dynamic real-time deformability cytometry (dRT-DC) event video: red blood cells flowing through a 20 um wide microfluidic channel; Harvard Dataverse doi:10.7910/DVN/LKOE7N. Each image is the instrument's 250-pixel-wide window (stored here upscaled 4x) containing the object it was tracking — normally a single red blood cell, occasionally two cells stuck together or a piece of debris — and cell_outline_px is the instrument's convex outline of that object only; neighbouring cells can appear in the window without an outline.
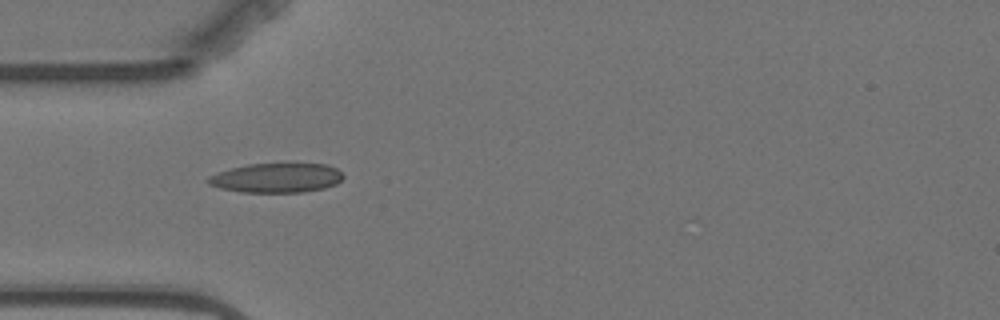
{"species": "Egyptian fruit bat (a non-hibernating species)", "species_latin": "Rousettus aegyptiacus", "temperature_condition": "warm", "stored_images_in_passage": 4, "camera_frame_rate_fps": 3000, "um_per_image_px": 0.085, "animal": {"sex": "female"}, "frame": {"image": 1, "passage_image": 1, "time_ms": 0.0, "image_size_px": [1000, 320], "cell_outline_px": [[344, 176], [336, 184], [324, 188], [304, 192], [240, 192], [220, 188], [208, 184], [204, 180], [208, 176], [232, 168], [248, 164], [328, 164], [336, 168]], "centroid_in_image_um": [23.48, 15.12], "position_along_channel_um": 61.5, "area_um2": 23.12}}
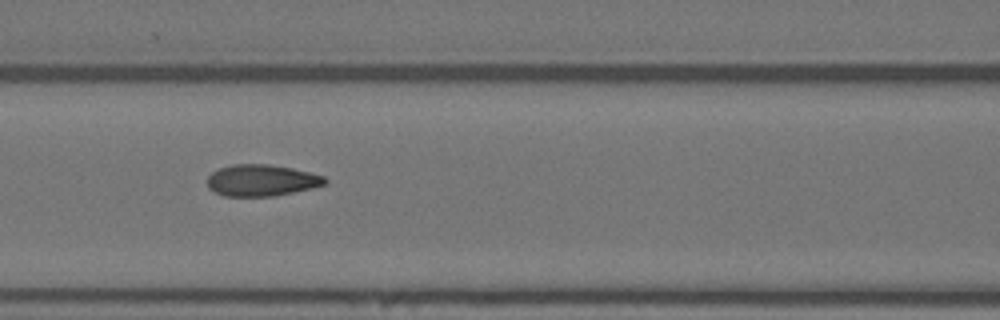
{"frame": {"image": 2, "passage_image": 3, "time_ms": 2.333, "image_size_px": [1000, 320], "cell_outline_px": [[328, 180], [324, 184], [312, 188], [276, 196], [224, 196], [208, 188], [208, 176], [212, 172], [220, 168], [232, 164], [268, 164], [292, 168], [324, 176]], "centroid_in_image_um": [22.23, 15.33], "position_along_channel_um": 144.4, "area_um2": 21.56}}
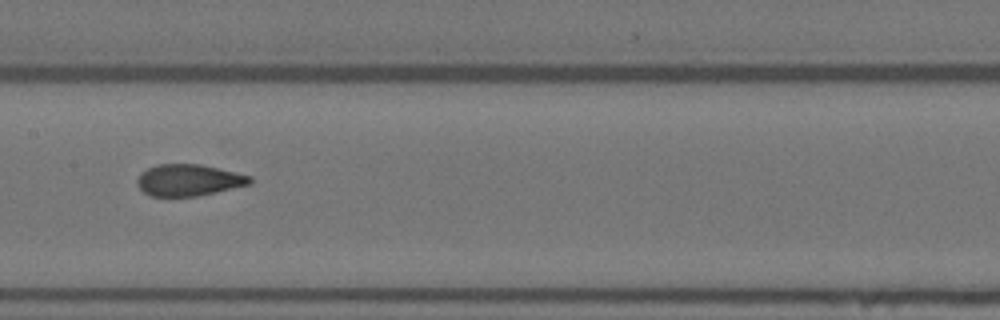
{"frame": {"image": 3, "passage_image": 4, "time_ms": 3.667, "image_size_px": [1000, 320], "cell_outline_px": [[252, 184], [196, 196], [152, 196], [144, 192], [136, 184], [136, 180], [140, 172], [156, 164], [200, 164], [252, 176]], "centroid_in_image_um": [16.02, 15.3], "position_along_channel_um": 191.4, "area_um2": 20.75}}